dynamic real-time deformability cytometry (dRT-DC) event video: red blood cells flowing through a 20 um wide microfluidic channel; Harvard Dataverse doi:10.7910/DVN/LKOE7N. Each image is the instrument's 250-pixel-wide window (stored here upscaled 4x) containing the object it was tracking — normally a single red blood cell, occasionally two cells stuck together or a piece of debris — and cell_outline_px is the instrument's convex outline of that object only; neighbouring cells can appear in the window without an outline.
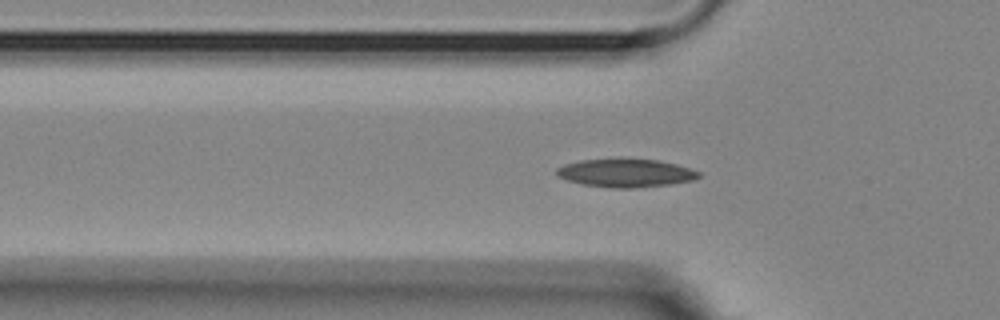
{"species": "Egyptian fruit bat (a non-hibernating species)", "species_latin": "Rousettus aegyptiacus", "temperature_condition": "room temperature", "stored_images_in_passage": 35, "camera_frame_rate_fps": 3000, "um_per_image_px": 0.085, "animal": {"sex": "female"}, "frame": {"image": 1, "passage_image": 3, "time_ms": 0.667, "image_size_px": [1000, 320], "cell_outline_px": [[700, 176], [692, 180], [672, 184], [632, 188], [612, 188], [584, 184], [568, 180], [556, 176], [556, 168], [564, 164], [580, 160], [620, 156], [656, 160], [676, 164], [700, 172]], "centroid_in_image_um": [53.14, 14.66], "position_along_channel_um": 72.7, "area_um2": 23.99}}
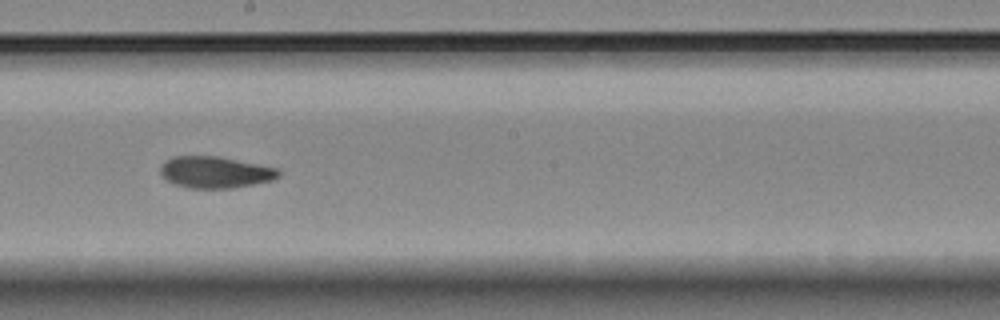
{"frame": {"image": 2, "passage_image": 16, "time_ms": 5.0, "image_size_px": [1000, 320], "cell_outline_px": [[280, 176], [272, 180], [232, 188], [188, 188], [176, 184], [160, 176], [160, 168], [164, 160], [172, 156], [216, 156], [276, 168], [280, 172]], "centroid_in_image_um": [18.23, 14.64], "position_along_channel_um": 230.0, "area_um2": 21.56}}
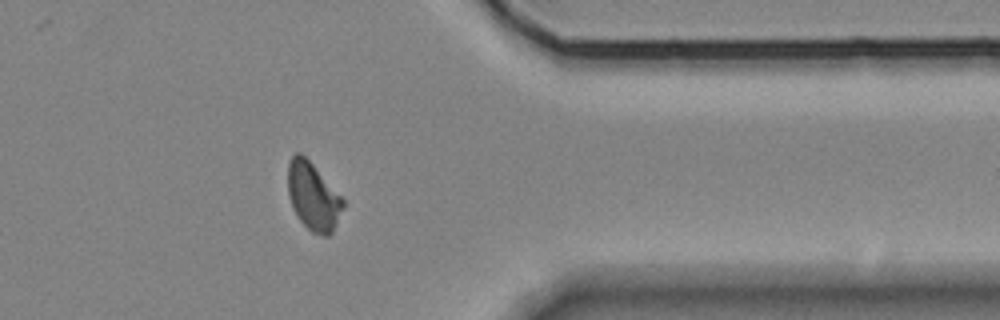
{"frame": {"image": 3, "passage_image": 30, "time_ms": 9.667, "image_size_px": [1000, 320], "cell_outline_px": [[344, 208], [332, 232], [328, 236], [324, 236], [312, 232], [300, 220], [292, 208], [288, 196], [288, 164], [292, 156], [296, 152], [300, 152], [312, 164], [344, 200]], "centroid_in_image_um": [26.6, 16.71], "position_along_channel_um": 384.8, "area_um2": 21.5}, "authors_computed_cell_mechanics": {"area_um2": 21.8484, "velocity_mm_per_s": 3.6071, "shape_relaxation_time_tau1_ms": null, "shape_relaxation_time_tau2_ms": 5.2592, "deformation_change_tau1": null, "deformation_change_tau2": 0.1081}}